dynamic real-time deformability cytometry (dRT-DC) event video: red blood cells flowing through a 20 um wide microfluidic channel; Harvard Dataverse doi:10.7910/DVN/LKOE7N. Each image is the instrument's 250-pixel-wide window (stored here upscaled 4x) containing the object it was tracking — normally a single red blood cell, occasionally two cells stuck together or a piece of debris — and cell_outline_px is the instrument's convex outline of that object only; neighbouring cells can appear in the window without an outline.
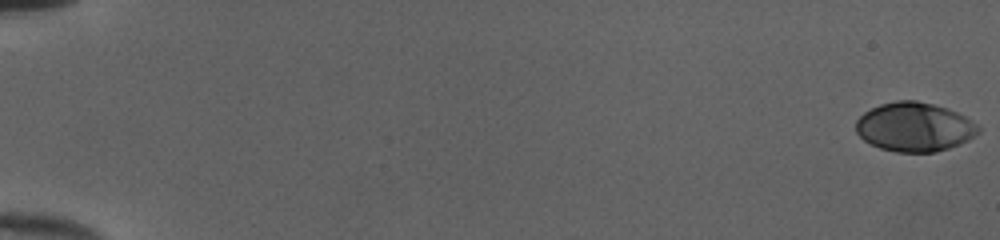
{"species": "human", "species_latin": "Homo sapiens", "temperature_condition": "cold", "stored_images_in_passage": 53, "camera_frame_rate_fps": 3000, "um_per_image_px": 0.085, "donor": {"sex": "female"}, "frame": {"image": 1, "passage_image": 1, "time_ms": 0.0, "image_size_px": [1000, 240], "cell_outline_px": [[980, 132], [968, 140], [960, 144], [936, 152], [896, 152], [880, 148], [864, 140], [856, 132], [856, 120], [864, 112], [880, 104], [896, 100], [916, 100], [948, 108], [964, 116], [976, 124], [980, 128]], "centroid_in_image_um": [77.72, 10.79], "position_along_channel_um": 7.3, "area_um2": 34.97}}
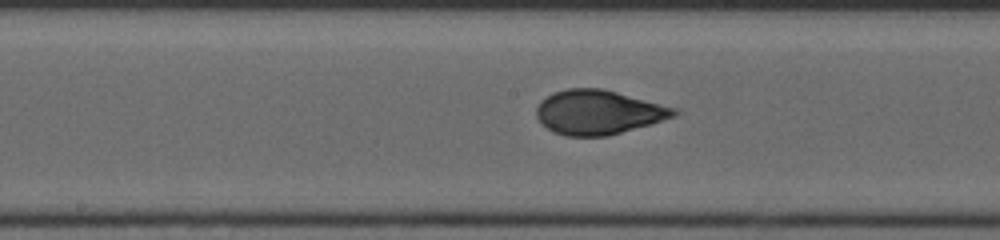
{"frame": {"image": 2, "passage_image": 30, "time_ms": 9.667, "image_size_px": [1000, 240], "cell_outline_px": [[680, 112], [676, 116], [652, 124], [608, 136], [564, 136], [552, 132], [536, 116], [536, 108], [540, 100], [552, 92], [568, 88], [604, 88], [676, 108]], "centroid_in_image_um": [50.86, 9.54], "position_along_channel_um": 197.3, "area_um2": 35.84}}
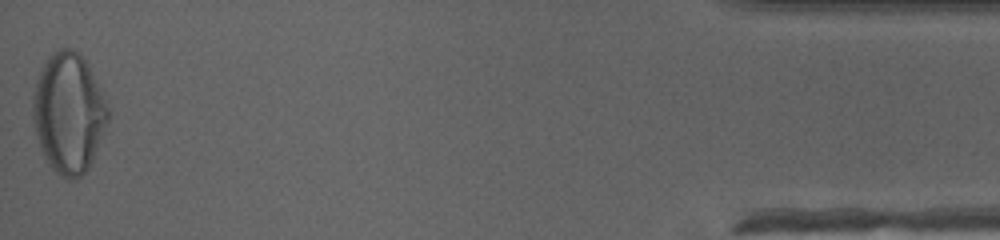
{"frame": {"image": 3, "passage_image": 53, "time_ms": 17.333, "image_size_px": [1000, 240], "cell_outline_px": [[108, 120], [92, 160], [88, 168], [80, 176], [72, 180], [68, 180], [56, 172], [48, 164], [44, 156], [36, 136], [32, 120], [32, 96], [36, 80], [48, 56], [52, 52], [60, 48], [72, 48], [80, 52], [88, 64], [92, 72], [108, 108]], "centroid_in_image_um": [5.8, 9.58], "position_along_channel_um": 429.4, "area_um2": 52.42}, "authors_computed_cell_mechanics": {"area_um2": 35.0268, "velocity_mm_per_s": 4.0449, "shape_relaxation_time_tau1_ms": 5.9006, "shape_relaxation_time_tau2_ms": null, "deformation_change_tau1": 0.2369, "deformation_change_tau2": null}}